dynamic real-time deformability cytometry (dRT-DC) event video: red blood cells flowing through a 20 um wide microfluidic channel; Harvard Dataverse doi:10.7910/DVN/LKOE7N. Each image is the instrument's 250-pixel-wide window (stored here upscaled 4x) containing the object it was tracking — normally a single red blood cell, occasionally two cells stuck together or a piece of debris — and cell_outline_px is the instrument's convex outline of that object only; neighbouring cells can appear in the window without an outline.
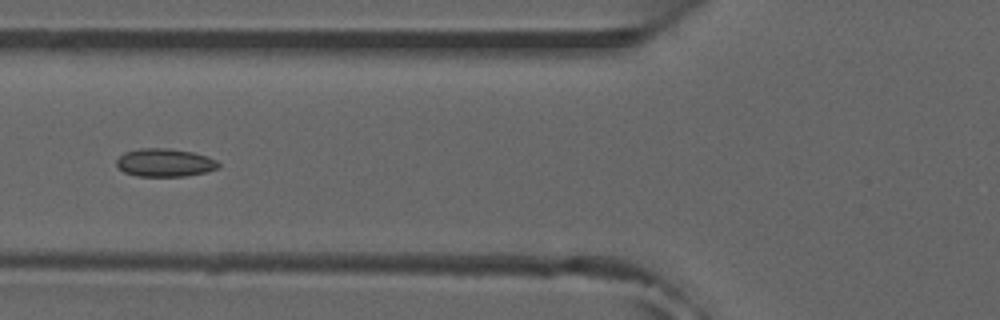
{"species": "common noctule bat (a hibernating species)", "species_latin": "Nyctalus noctula", "temperature_condition": "room temperature", "stored_images_in_passage": 4, "camera_frame_rate_fps": 3000, "um_per_image_px": 0.085, "animal": {"sex": "male", "forearm_length_mm": 52.5}, "frame": {"image": 1, "passage_image": 4, "time_ms": 1.0, "image_size_px": [1000, 320], "cell_outline_px": [[220, 164], [216, 168], [204, 172], [184, 176], [136, 176], [124, 172], [116, 164], [116, 160], [124, 152], [140, 148], [168, 148], [192, 152], [208, 156], [216, 160]], "centroid_in_image_um": [13.98, 13.81], "position_along_channel_um": 111.8, "area_um2": 16.59}}